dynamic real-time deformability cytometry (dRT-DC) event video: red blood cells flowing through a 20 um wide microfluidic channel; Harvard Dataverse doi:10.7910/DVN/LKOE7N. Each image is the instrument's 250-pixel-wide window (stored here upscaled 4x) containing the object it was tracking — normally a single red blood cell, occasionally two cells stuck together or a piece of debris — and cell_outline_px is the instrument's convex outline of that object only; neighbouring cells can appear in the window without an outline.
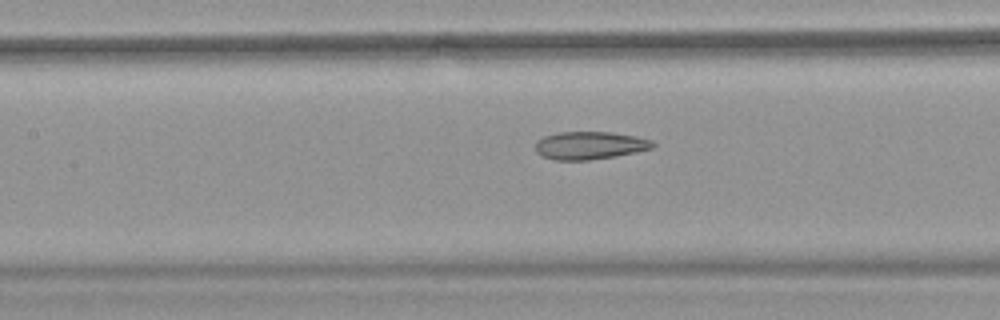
{"species": "common noctule bat (a hibernating species)", "species_latin": "Nyctalus noctula", "temperature_condition": "warm", "stored_images_in_passage": 32, "camera_frame_rate_fps": 3000, "um_per_image_px": 0.085, "animal": {"sex": "female", "body_mass_g": 18.4}, "frame": {"image": 1, "passage_image": 14, "time_ms": 4.333, "image_size_px": [1000, 320], "cell_outline_px": [[656, 144], [652, 148], [636, 152], [616, 156], [588, 160], [556, 160], [540, 156], [536, 152], [536, 140], [544, 136], [556, 132], [612, 132], [636, 136], [652, 140]], "centroid_in_image_um": [50.12, 12.36], "position_along_channel_um": 157.3, "area_um2": 19.19}}